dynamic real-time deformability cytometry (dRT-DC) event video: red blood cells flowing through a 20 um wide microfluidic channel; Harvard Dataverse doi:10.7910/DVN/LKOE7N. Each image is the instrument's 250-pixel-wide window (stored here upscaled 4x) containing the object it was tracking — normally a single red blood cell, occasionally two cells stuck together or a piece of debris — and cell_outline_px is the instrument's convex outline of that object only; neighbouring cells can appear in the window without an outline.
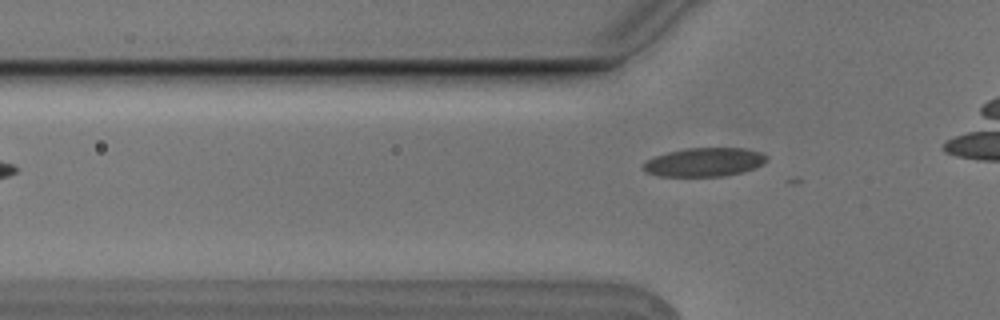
{"species": "Egyptian fruit bat (a non-hibernating species)", "species_latin": "Rousettus aegyptiacus", "temperature_condition": "cold", "stored_images_in_passage": 4, "camera_frame_rate_fps": 3000, "um_per_image_px": 0.085, "animal": {"sex": "male"}, "frame": {"image": 1, "passage_image": 4, "time_ms": 1.0, "image_size_px": [1000, 320], "cell_outline_px": [[768, 160], [764, 164], [740, 172], [724, 176], [656, 176], [644, 172], [640, 168], [640, 164], [656, 156], [668, 152], [688, 148], [744, 148], [760, 152], [768, 156]], "centroid_in_image_um": [59.82, 13.78], "position_along_channel_um": 66.0, "area_um2": 20.75}}